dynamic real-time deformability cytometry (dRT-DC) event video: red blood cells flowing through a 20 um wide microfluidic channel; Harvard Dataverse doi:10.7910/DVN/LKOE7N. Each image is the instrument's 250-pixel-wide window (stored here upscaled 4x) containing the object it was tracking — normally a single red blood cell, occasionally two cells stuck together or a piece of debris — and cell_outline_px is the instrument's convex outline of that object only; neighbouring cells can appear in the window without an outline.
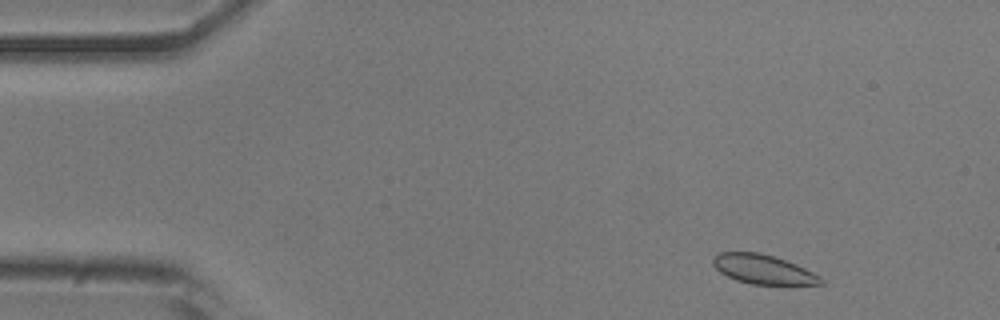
{"species": "common noctule bat (a hibernating species)", "species_latin": "Nyctalus noctula", "temperature_condition": "room temperature", "stored_images_in_passage": 49, "camera_frame_rate_fps": 3000, "um_per_image_px": 0.085, "animal": {"sex": "male", "body_mass_g": 20.5, "forearm_length_mm": 52.5}, "frame": {"image": 1, "passage_image": 3, "time_ms": 0.667, "image_size_px": [1000, 320], "cell_outline_px": [[824, 284], [788, 288], [752, 284], [736, 280], [720, 272], [712, 264], [712, 260], [720, 252], [760, 252], [796, 264], [820, 276], [824, 280]], "centroid_in_image_um": [64.98, 22.96], "position_along_channel_um": 20.0, "area_um2": 19.19}}
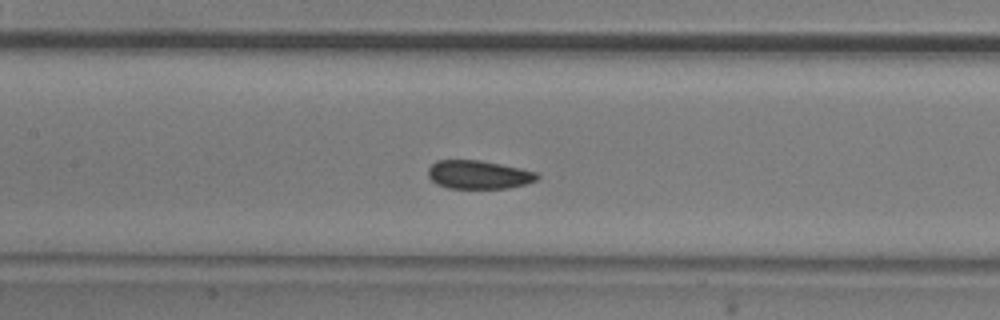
{"frame": {"image": 2, "passage_image": 21, "time_ms": 6.667, "image_size_px": [1000, 320], "cell_outline_px": [[540, 176], [536, 180], [524, 184], [508, 188], [448, 188], [436, 184], [428, 176], [428, 168], [436, 160], [480, 160], [520, 168], [536, 172]], "centroid_in_image_um": [40.65, 14.84], "position_along_channel_um": 166.7, "area_um2": 18.03}}
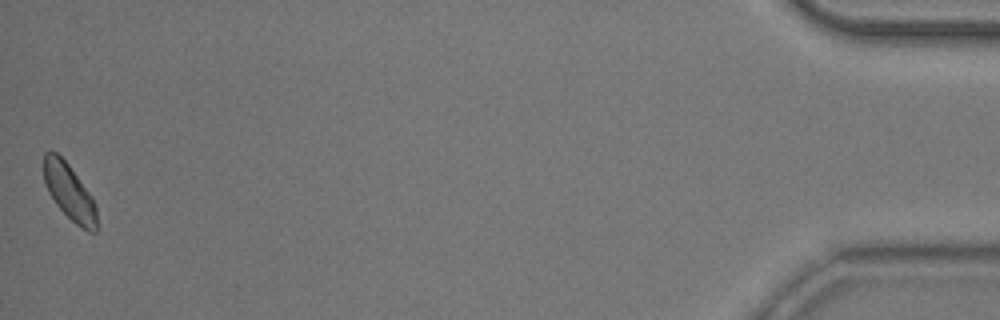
{"frame": {"image": 3, "passage_image": 49, "time_ms": 16.0, "image_size_px": [1000, 320], "cell_outline_px": [[96, 232], [88, 232], [76, 224], [56, 204], [48, 192], [44, 180], [44, 152], [56, 152], [68, 164], [92, 196], [96, 204]], "centroid_in_image_um": [5.9, 16.33], "position_along_channel_um": 429.3, "area_um2": 17.05}, "authors_computed_cell_mechanics": {"area_um2": 18.5538, "velocity_mm_per_s": 3.846, "shape_relaxation_time_tau1_ms": 2.8187, "shape_relaxation_time_tau2_ms": null, "deformation_change_tau1": 0.0501, "deformation_change_tau2": null}}